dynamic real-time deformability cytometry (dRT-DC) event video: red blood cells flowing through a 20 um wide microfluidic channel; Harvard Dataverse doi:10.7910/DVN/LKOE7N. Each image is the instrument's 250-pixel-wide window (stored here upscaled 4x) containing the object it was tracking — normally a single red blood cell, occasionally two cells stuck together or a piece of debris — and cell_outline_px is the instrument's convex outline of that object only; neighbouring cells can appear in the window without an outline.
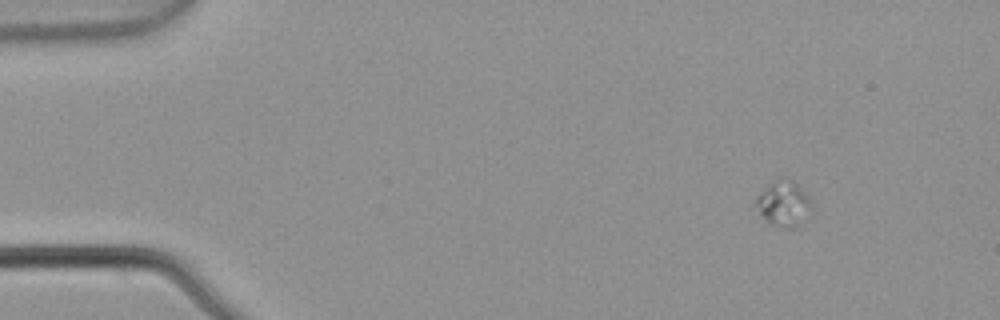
{"species": "common noctule bat (a hibernating species)", "species_latin": "Nyctalus noctula", "temperature_condition": "warm", "stored_images_in_passage": 4, "camera_frame_rate_fps": 3000, "um_per_image_px": 0.085, "animal": {"sex": "male", "body_mass_g": 21.5, "forearm_length_mm": 52.0}, "frame": {"image": 1, "passage_image": 1, "time_ms": 0.0, "image_size_px": [1000, 320], "cell_outline_px": [[812, 208], [780, 224], [776, 224], [768, 220], [752, 204], [756, 196], [760, 192], [776, 180], [788, 180], [796, 184], [808, 200]], "centroid_in_image_um": [66.42, 17.14], "position_along_channel_um": 18.6, "area_um2": 12.2}}